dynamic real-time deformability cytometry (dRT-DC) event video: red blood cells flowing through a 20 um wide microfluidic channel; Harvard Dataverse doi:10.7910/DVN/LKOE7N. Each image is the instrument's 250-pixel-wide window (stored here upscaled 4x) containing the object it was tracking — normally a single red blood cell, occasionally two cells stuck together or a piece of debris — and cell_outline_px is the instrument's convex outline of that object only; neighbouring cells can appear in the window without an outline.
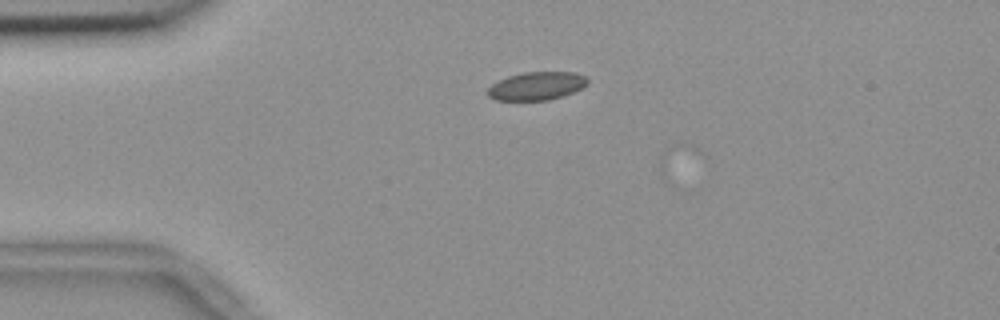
{"species": "common noctule bat (a hibernating species)", "species_latin": "Nyctalus noctula", "temperature_condition": "room temperature", "stored_images_in_passage": 6, "camera_frame_rate_fps": 3000, "um_per_image_px": 0.085, "animal": {"sex": "female", "body_mass_g": 18.4}, "frame": {"image": 1, "passage_image": 3, "time_ms": 0.667, "image_size_px": [1000, 320], "cell_outline_px": [[588, 84], [564, 96], [548, 100], [496, 100], [488, 96], [484, 92], [492, 84], [508, 76], [524, 72], [576, 72], [588, 76]], "centroid_in_image_um": [45.62, 7.3], "position_along_channel_um": 39.4, "area_um2": 16.53}}